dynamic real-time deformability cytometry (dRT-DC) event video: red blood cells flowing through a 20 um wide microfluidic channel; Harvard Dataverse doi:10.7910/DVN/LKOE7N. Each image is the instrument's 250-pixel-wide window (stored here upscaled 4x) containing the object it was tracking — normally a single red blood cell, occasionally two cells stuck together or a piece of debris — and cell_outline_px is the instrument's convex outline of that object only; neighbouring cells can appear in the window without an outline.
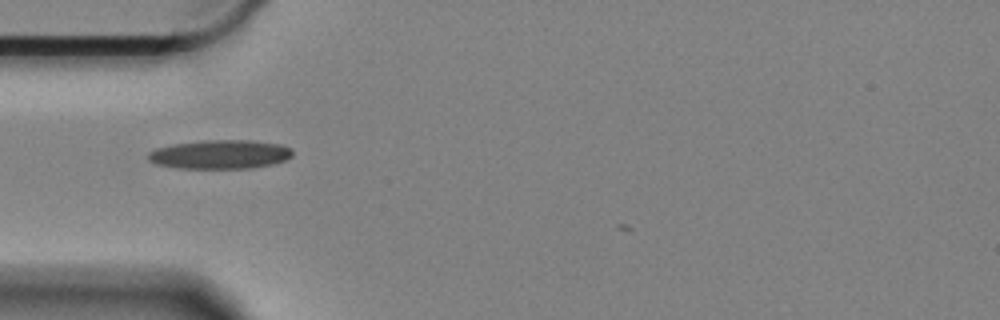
{"species": "Egyptian fruit bat (a non-hibernating species)", "species_latin": "Rousettus aegyptiacus", "temperature_condition": "cold", "stored_images_in_passage": 4, "camera_frame_rate_fps": 3000, "um_per_image_px": 0.085, "animal": {"sex": "female"}, "frame": {"image": 1, "passage_image": 1, "time_ms": 0.0, "image_size_px": [1000, 320], "cell_outline_px": [[292, 156], [284, 160], [272, 164], [252, 168], [176, 168], [156, 164], [148, 160], [148, 152], [156, 148], [176, 144], [204, 140], [252, 140], [280, 144], [292, 148]], "centroid_in_image_um": [18.71, 13.12], "position_along_channel_um": 66.3, "area_um2": 24.33}}